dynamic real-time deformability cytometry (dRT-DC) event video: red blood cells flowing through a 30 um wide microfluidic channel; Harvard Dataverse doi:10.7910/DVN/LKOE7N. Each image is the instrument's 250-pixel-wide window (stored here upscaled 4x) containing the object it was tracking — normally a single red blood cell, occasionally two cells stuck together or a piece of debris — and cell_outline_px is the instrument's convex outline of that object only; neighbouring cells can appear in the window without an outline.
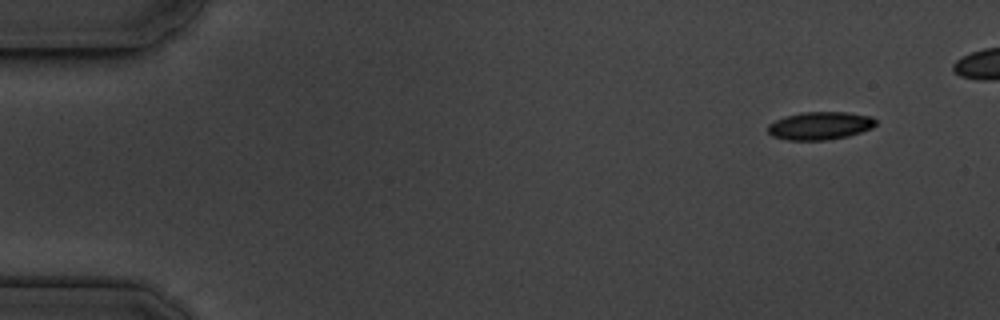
{"species": "common noctule bat (a hibernating species)", "species_latin": "Nyctalus noctula", "temperature_condition": "cold", "stored_images_in_passage": 12, "camera_frame_rate_fps": 3000, "um_per_image_px": 0.085, "animal": {"sex": "male", "body_mass_g": 19.5, "forearm_length_mm": 54.6}, "frame": {"image": 1, "passage_image": 5, "time_ms": 1.333, "image_size_px": [1000, 320], "cell_outline_px": [[872, 124], [864, 128], [832, 136], [788, 136], [776, 132], [772, 128], [800, 116], [852, 116], [872, 120]], "centroid_in_image_um": [69.85, 10.69], "position_along_channel_um": 15.2, "area_um2": 11.1}}